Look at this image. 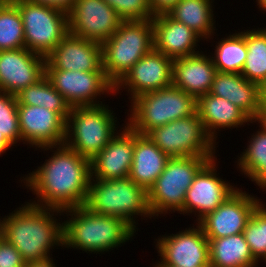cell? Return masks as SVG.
Here are the masks:
<instances>
[{
    "instance_id": "cell-1",
    "label": "cell",
    "mask_w": 266,
    "mask_h": 267,
    "mask_svg": "<svg viewBox=\"0 0 266 267\" xmlns=\"http://www.w3.org/2000/svg\"><path fill=\"white\" fill-rule=\"evenodd\" d=\"M40 149L44 152L53 150V153L42 166L22 177L25 187L36 194L34 199L37 201L30 200V203L61 211L85 205L91 180V160L65 144Z\"/></svg>"
},
{
    "instance_id": "cell-2",
    "label": "cell",
    "mask_w": 266,
    "mask_h": 267,
    "mask_svg": "<svg viewBox=\"0 0 266 267\" xmlns=\"http://www.w3.org/2000/svg\"><path fill=\"white\" fill-rule=\"evenodd\" d=\"M58 215L63 216L61 210L25 202L0 218V234L20 252L26 264L46 260L51 258L50 249L63 247V222H58Z\"/></svg>"
},
{
    "instance_id": "cell-3",
    "label": "cell",
    "mask_w": 266,
    "mask_h": 267,
    "mask_svg": "<svg viewBox=\"0 0 266 267\" xmlns=\"http://www.w3.org/2000/svg\"><path fill=\"white\" fill-rule=\"evenodd\" d=\"M62 214L68 216L63 221V248L100 254L118 249L136 233L125 220L96 214L84 205L64 210Z\"/></svg>"
},
{
    "instance_id": "cell-4",
    "label": "cell",
    "mask_w": 266,
    "mask_h": 267,
    "mask_svg": "<svg viewBox=\"0 0 266 267\" xmlns=\"http://www.w3.org/2000/svg\"><path fill=\"white\" fill-rule=\"evenodd\" d=\"M84 206L96 214L121 218L135 231L138 230L136 218L153 217L148 204L147 190L130 178L91 179Z\"/></svg>"
},
{
    "instance_id": "cell-5",
    "label": "cell",
    "mask_w": 266,
    "mask_h": 267,
    "mask_svg": "<svg viewBox=\"0 0 266 267\" xmlns=\"http://www.w3.org/2000/svg\"><path fill=\"white\" fill-rule=\"evenodd\" d=\"M127 125L139 134L196 113L197 99L171 85L131 100Z\"/></svg>"
},
{
    "instance_id": "cell-6",
    "label": "cell",
    "mask_w": 266,
    "mask_h": 267,
    "mask_svg": "<svg viewBox=\"0 0 266 267\" xmlns=\"http://www.w3.org/2000/svg\"><path fill=\"white\" fill-rule=\"evenodd\" d=\"M153 48L152 19L122 21L102 44V68L107 79L115 86Z\"/></svg>"
},
{
    "instance_id": "cell-7",
    "label": "cell",
    "mask_w": 266,
    "mask_h": 267,
    "mask_svg": "<svg viewBox=\"0 0 266 267\" xmlns=\"http://www.w3.org/2000/svg\"><path fill=\"white\" fill-rule=\"evenodd\" d=\"M109 108L105 103L72 107L66 120L64 144L85 158H94L119 132L118 119Z\"/></svg>"
},
{
    "instance_id": "cell-8",
    "label": "cell",
    "mask_w": 266,
    "mask_h": 267,
    "mask_svg": "<svg viewBox=\"0 0 266 267\" xmlns=\"http://www.w3.org/2000/svg\"><path fill=\"white\" fill-rule=\"evenodd\" d=\"M210 160L209 156L169 158L164 171L147 191L152 216L157 218L159 214L164 216L176 211L183 214L186 191Z\"/></svg>"
},
{
    "instance_id": "cell-9",
    "label": "cell",
    "mask_w": 266,
    "mask_h": 267,
    "mask_svg": "<svg viewBox=\"0 0 266 267\" xmlns=\"http://www.w3.org/2000/svg\"><path fill=\"white\" fill-rule=\"evenodd\" d=\"M11 1L17 6L22 17L25 48L47 57L69 33L68 13L28 0Z\"/></svg>"
},
{
    "instance_id": "cell-10",
    "label": "cell",
    "mask_w": 266,
    "mask_h": 267,
    "mask_svg": "<svg viewBox=\"0 0 266 267\" xmlns=\"http://www.w3.org/2000/svg\"><path fill=\"white\" fill-rule=\"evenodd\" d=\"M147 136L168 157L215 155L217 143L208 135L197 112L189 117L174 120L152 129Z\"/></svg>"
},
{
    "instance_id": "cell-11",
    "label": "cell",
    "mask_w": 266,
    "mask_h": 267,
    "mask_svg": "<svg viewBox=\"0 0 266 267\" xmlns=\"http://www.w3.org/2000/svg\"><path fill=\"white\" fill-rule=\"evenodd\" d=\"M192 225L155 239L160 261L153 267H210L209 240L198 224Z\"/></svg>"
},
{
    "instance_id": "cell-12",
    "label": "cell",
    "mask_w": 266,
    "mask_h": 267,
    "mask_svg": "<svg viewBox=\"0 0 266 267\" xmlns=\"http://www.w3.org/2000/svg\"><path fill=\"white\" fill-rule=\"evenodd\" d=\"M45 75L71 107L102 105V101H97L101 94L116 95L104 71L45 69Z\"/></svg>"
},
{
    "instance_id": "cell-13",
    "label": "cell",
    "mask_w": 266,
    "mask_h": 267,
    "mask_svg": "<svg viewBox=\"0 0 266 267\" xmlns=\"http://www.w3.org/2000/svg\"><path fill=\"white\" fill-rule=\"evenodd\" d=\"M67 13L71 34L101 45L118 30L123 21L103 0H76Z\"/></svg>"
},
{
    "instance_id": "cell-14",
    "label": "cell",
    "mask_w": 266,
    "mask_h": 267,
    "mask_svg": "<svg viewBox=\"0 0 266 267\" xmlns=\"http://www.w3.org/2000/svg\"><path fill=\"white\" fill-rule=\"evenodd\" d=\"M217 158L211 159L195 176L186 191L183 215L195 214L196 223L214 212L238 188L217 174ZM190 213V214H189Z\"/></svg>"
},
{
    "instance_id": "cell-15",
    "label": "cell",
    "mask_w": 266,
    "mask_h": 267,
    "mask_svg": "<svg viewBox=\"0 0 266 267\" xmlns=\"http://www.w3.org/2000/svg\"><path fill=\"white\" fill-rule=\"evenodd\" d=\"M237 189L214 212L204 216L197 224L207 238L228 237L243 233L252 212L262 199Z\"/></svg>"
},
{
    "instance_id": "cell-16",
    "label": "cell",
    "mask_w": 266,
    "mask_h": 267,
    "mask_svg": "<svg viewBox=\"0 0 266 267\" xmlns=\"http://www.w3.org/2000/svg\"><path fill=\"white\" fill-rule=\"evenodd\" d=\"M172 71L173 59L153 48L114 86V93L126 89L132 100L143 93L167 88L172 85Z\"/></svg>"
},
{
    "instance_id": "cell-17",
    "label": "cell",
    "mask_w": 266,
    "mask_h": 267,
    "mask_svg": "<svg viewBox=\"0 0 266 267\" xmlns=\"http://www.w3.org/2000/svg\"><path fill=\"white\" fill-rule=\"evenodd\" d=\"M17 113L24 144L35 149L64 144L66 121L57 112L45 107L18 105Z\"/></svg>"
},
{
    "instance_id": "cell-18",
    "label": "cell",
    "mask_w": 266,
    "mask_h": 267,
    "mask_svg": "<svg viewBox=\"0 0 266 267\" xmlns=\"http://www.w3.org/2000/svg\"><path fill=\"white\" fill-rule=\"evenodd\" d=\"M46 57L26 48L0 50V91L16 95L45 75Z\"/></svg>"
},
{
    "instance_id": "cell-19",
    "label": "cell",
    "mask_w": 266,
    "mask_h": 267,
    "mask_svg": "<svg viewBox=\"0 0 266 267\" xmlns=\"http://www.w3.org/2000/svg\"><path fill=\"white\" fill-rule=\"evenodd\" d=\"M209 93L227 99L251 120L266 118L265 90L241 74L217 71Z\"/></svg>"
},
{
    "instance_id": "cell-20",
    "label": "cell",
    "mask_w": 266,
    "mask_h": 267,
    "mask_svg": "<svg viewBox=\"0 0 266 267\" xmlns=\"http://www.w3.org/2000/svg\"><path fill=\"white\" fill-rule=\"evenodd\" d=\"M91 159V179L129 178L135 148V131L127 124Z\"/></svg>"
},
{
    "instance_id": "cell-21",
    "label": "cell",
    "mask_w": 266,
    "mask_h": 267,
    "mask_svg": "<svg viewBox=\"0 0 266 267\" xmlns=\"http://www.w3.org/2000/svg\"><path fill=\"white\" fill-rule=\"evenodd\" d=\"M45 69L104 71L102 45L69 32L46 57Z\"/></svg>"
},
{
    "instance_id": "cell-22",
    "label": "cell",
    "mask_w": 266,
    "mask_h": 267,
    "mask_svg": "<svg viewBox=\"0 0 266 267\" xmlns=\"http://www.w3.org/2000/svg\"><path fill=\"white\" fill-rule=\"evenodd\" d=\"M152 25L155 50L172 59L199 53L196 48L203 39L185 24L172 19L167 13L155 15L152 18Z\"/></svg>"
},
{
    "instance_id": "cell-23",
    "label": "cell",
    "mask_w": 266,
    "mask_h": 267,
    "mask_svg": "<svg viewBox=\"0 0 266 267\" xmlns=\"http://www.w3.org/2000/svg\"><path fill=\"white\" fill-rule=\"evenodd\" d=\"M217 70L210 54L173 59L172 85L196 99L209 93Z\"/></svg>"
},
{
    "instance_id": "cell-24",
    "label": "cell",
    "mask_w": 266,
    "mask_h": 267,
    "mask_svg": "<svg viewBox=\"0 0 266 267\" xmlns=\"http://www.w3.org/2000/svg\"><path fill=\"white\" fill-rule=\"evenodd\" d=\"M196 112L206 132L215 143H218L216 140L218 132L221 131L220 128L237 129L242 125L245 126V124L256 123L255 120H251L240 108L227 99L210 93L197 98Z\"/></svg>"
},
{
    "instance_id": "cell-25",
    "label": "cell",
    "mask_w": 266,
    "mask_h": 267,
    "mask_svg": "<svg viewBox=\"0 0 266 267\" xmlns=\"http://www.w3.org/2000/svg\"><path fill=\"white\" fill-rule=\"evenodd\" d=\"M169 158L147 135L135 131V148L129 178L148 191L164 171Z\"/></svg>"
},
{
    "instance_id": "cell-26",
    "label": "cell",
    "mask_w": 266,
    "mask_h": 267,
    "mask_svg": "<svg viewBox=\"0 0 266 267\" xmlns=\"http://www.w3.org/2000/svg\"><path fill=\"white\" fill-rule=\"evenodd\" d=\"M210 267H258L243 233L208 238Z\"/></svg>"
},
{
    "instance_id": "cell-27",
    "label": "cell",
    "mask_w": 266,
    "mask_h": 267,
    "mask_svg": "<svg viewBox=\"0 0 266 267\" xmlns=\"http://www.w3.org/2000/svg\"><path fill=\"white\" fill-rule=\"evenodd\" d=\"M213 2L214 0H179L167 14L185 24L202 39L210 41L216 29Z\"/></svg>"
},
{
    "instance_id": "cell-28",
    "label": "cell",
    "mask_w": 266,
    "mask_h": 267,
    "mask_svg": "<svg viewBox=\"0 0 266 267\" xmlns=\"http://www.w3.org/2000/svg\"><path fill=\"white\" fill-rule=\"evenodd\" d=\"M260 127L251 135L247 148L238 157L237 167L242 175L266 191V118L255 120ZM239 165V166H238Z\"/></svg>"
},
{
    "instance_id": "cell-29",
    "label": "cell",
    "mask_w": 266,
    "mask_h": 267,
    "mask_svg": "<svg viewBox=\"0 0 266 267\" xmlns=\"http://www.w3.org/2000/svg\"><path fill=\"white\" fill-rule=\"evenodd\" d=\"M15 96L18 105L45 107L57 112L65 121L72 108L66 99L54 88L46 75L35 84L21 90Z\"/></svg>"
},
{
    "instance_id": "cell-30",
    "label": "cell",
    "mask_w": 266,
    "mask_h": 267,
    "mask_svg": "<svg viewBox=\"0 0 266 267\" xmlns=\"http://www.w3.org/2000/svg\"><path fill=\"white\" fill-rule=\"evenodd\" d=\"M247 57L245 30L221 38L215 45L214 54L211 56L214 66L219 72L241 74Z\"/></svg>"
},
{
    "instance_id": "cell-31",
    "label": "cell",
    "mask_w": 266,
    "mask_h": 267,
    "mask_svg": "<svg viewBox=\"0 0 266 267\" xmlns=\"http://www.w3.org/2000/svg\"><path fill=\"white\" fill-rule=\"evenodd\" d=\"M247 57L241 75L266 90V33L260 28L245 30Z\"/></svg>"
},
{
    "instance_id": "cell-32",
    "label": "cell",
    "mask_w": 266,
    "mask_h": 267,
    "mask_svg": "<svg viewBox=\"0 0 266 267\" xmlns=\"http://www.w3.org/2000/svg\"><path fill=\"white\" fill-rule=\"evenodd\" d=\"M25 48L24 28L17 6L7 0L0 7V50Z\"/></svg>"
},
{
    "instance_id": "cell-33",
    "label": "cell",
    "mask_w": 266,
    "mask_h": 267,
    "mask_svg": "<svg viewBox=\"0 0 266 267\" xmlns=\"http://www.w3.org/2000/svg\"><path fill=\"white\" fill-rule=\"evenodd\" d=\"M263 203L252 212L243 231L251 253L258 262L266 261V205Z\"/></svg>"
},
{
    "instance_id": "cell-34",
    "label": "cell",
    "mask_w": 266,
    "mask_h": 267,
    "mask_svg": "<svg viewBox=\"0 0 266 267\" xmlns=\"http://www.w3.org/2000/svg\"><path fill=\"white\" fill-rule=\"evenodd\" d=\"M17 106L15 95L0 91V132L3 133L13 145L22 141Z\"/></svg>"
},
{
    "instance_id": "cell-35",
    "label": "cell",
    "mask_w": 266,
    "mask_h": 267,
    "mask_svg": "<svg viewBox=\"0 0 266 267\" xmlns=\"http://www.w3.org/2000/svg\"><path fill=\"white\" fill-rule=\"evenodd\" d=\"M123 21L149 20L153 14L148 0H103Z\"/></svg>"
},
{
    "instance_id": "cell-36",
    "label": "cell",
    "mask_w": 266,
    "mask_h": 267,
    "mask_svg": "<svg viewBox=\"0 0 266 267\" xmlns=\"http://www.w3.org/2000/svg\"><path fill=\"white\" fill-rule=\"evenodd\" d=\"M0 267H26L20 252L0 234Z\"/></svg>"
},
{
    "instance_id": "cell-37",
    "label": "cell",
    "mask_w": 266,
    "mask_h": 267,
    "mask_svg": "<svg viewBox=\"0 0 266 267\" xmlns=\"http://www.w3.org/2000/svg\"><path fill=\"white\" fill-rule=\"evenodd\" d=\"M154 15L168 13L179 0H148Z\"/></svg>"
},
{
    "instance_id": "cell-38",
    "label": "cell",
    "mask_w": 266,
    "mask_h": 267,
    "mask_svg": "<svg viewBox=\"0 0 266 267\" xmlns=\"http://www.w3.org/2000/svg\"><path fill=\"white\" fill-rule=\"evenodd\" d=\"M28 1L42 5L53 6L62 9L63 11L66 12H68L76 2V0H28Z\"/></svg>"
},
{
    "instance_id": "cell-39",
    "label": "cell",
    "mask_w": 266,
    "mask_h": 267,
    "mask_svg": "<svg viewBox=\"0 0 266 267\" xmlns=\"http://www.w3.org/2000/svg\"><path fill=\"white\" fill-rule=\"evenodd\" d=\"M55 265L56 264H54V261L51 257L46 260L27 263L26 267H56Z\"/></svg>"
},
{
    "instance_id": "cell-40",
    "label": "cell",
    "mask_w": 266,
    "mask_h": 267,
    "mask_svg": "<svg viewBox=\"0 0 266 267\" xmlns=\"http://www.w3.org/2000/svg\"><path fill=\"white\" fill-rule=\"evenodd\" d=\"M13 145L3 133L0 132V156L3 153H6V150L8 151L9 148H11Z\"/></svg>"
},
{
    "instance_id": "cell-41",
    "label": "cell",
    "mask_w": 266,
    "mask_h": 267,
    "mask_svg": "<svg viewBox=\"0 0 266 267\" xmlns=\"http://www.w3.org/2000/svg\"><path fill=\"white\" fill-rule=\"evenodd\" d=\"M256 2H257V6L260 8V10L266 11V0H256Z\"/></svg>"
},
{
    "instance_id": "cell-42",
    "label": "cell",
    "mask_w": 266,
    "mask_h": 267,
    "mask_svg": "<svg viewBox=\"0 0 266 267\" xmlns=\"http://www.w3.org/2000/svg\"><path fill=\"white\" fill-rule=\"evenodd\" d=\"M7 0H0V7L6 2Z\"/></svg>"
}]
</instances>
